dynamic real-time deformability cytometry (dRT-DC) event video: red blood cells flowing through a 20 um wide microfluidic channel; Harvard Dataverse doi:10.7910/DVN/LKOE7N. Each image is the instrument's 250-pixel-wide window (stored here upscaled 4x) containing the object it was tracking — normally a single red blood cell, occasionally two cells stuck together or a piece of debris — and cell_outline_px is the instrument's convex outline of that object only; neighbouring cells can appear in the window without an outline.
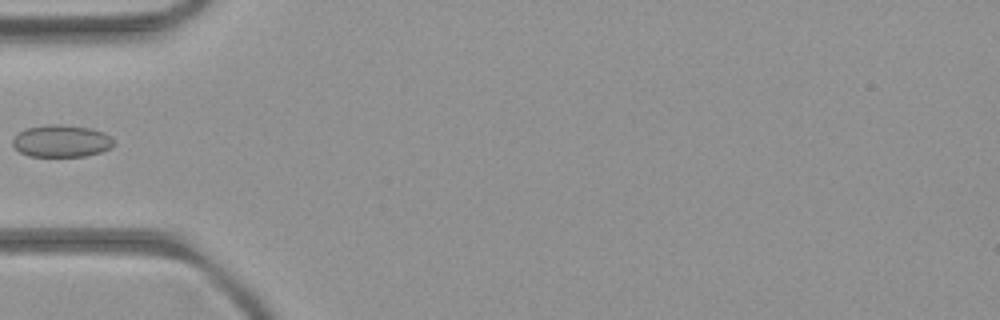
{"species": "common noctule bat (a hibernating species)", "species_latin": "Nyctalus noctula", "temperature_condition": "room temperature", "stored_images_in_passage": 6, "camera_frame_rate_fps": 3000, "um_per_image_px": 0.085, "animal": {"sex": "female", "body_mass_g": 21.9}, "frame": {"image": 1, "passage_image": 6, "time_ms": 5.667, "image_size_px": [1000, 320], "cell_outline_px": [[116, 144], [112, 148], [100, 152], [84, 156], [28, 156], [20, 152], [12, 144], [12, 140], [20, 132], [28, 128], [48, 124], [60, 124], [88, 128], [104, 132], [112, 136]], "centroid_in_image_um": [5.27, 11.99], "position_along_channel_um": 79.7, "area_um2": 18.96}}